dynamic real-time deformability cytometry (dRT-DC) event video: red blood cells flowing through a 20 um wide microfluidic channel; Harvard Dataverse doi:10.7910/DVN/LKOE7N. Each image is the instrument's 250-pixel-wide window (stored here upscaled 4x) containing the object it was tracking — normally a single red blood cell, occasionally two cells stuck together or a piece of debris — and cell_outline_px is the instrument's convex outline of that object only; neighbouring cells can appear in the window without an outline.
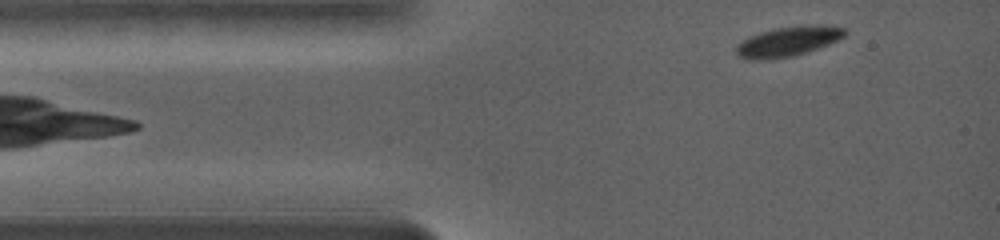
{"species": "common noctule bat (a hibernating species)", "species_latin": "Nyctalus noctula", "temperature_condition": "warm", "stored_images_in_passage": 87, "camera_frame_rate_fps": 5000, "um_per_image_px": 0.085, "animal": {"sex": "female", "body_mass_g": 19.0, "forearm_length_mm": 56.7}, "frame": {"image": 1, "passage_image": 2, "time_ms": 0.2, "image_size_px": [1000, 240], "cell_outline_px": [[844, 36], [836, 40], [816, 48], [804, 52], [788, 56], [740, 56], [736, 52], [736, 48], [744, 40], [760, 32], [776, 28], [844, 28]], "centroid_in_image_um": [66.95, 3.51], "position_along_channel_um": 18.0, "area_um2": 16.18}}
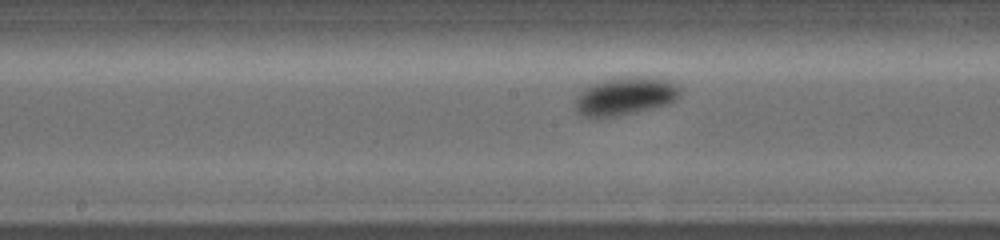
{"frame": {"image": 2, "passage_image": 43, "time_ms": 6.2, "image_size_px": [1000, 240], "cell_outline_px": [[680, 92], [672, 100], [660, 104], [624, 112], [584, 112], [576, 104], [580, 96], [592, 84], [608, 80], [628, 76], [648, 76], [668, 80], [680, 88]], "centroid_in_image_um": [53.3, 8.02], "position_along_channel_um": 194.9, "area_um2": 20.11}}
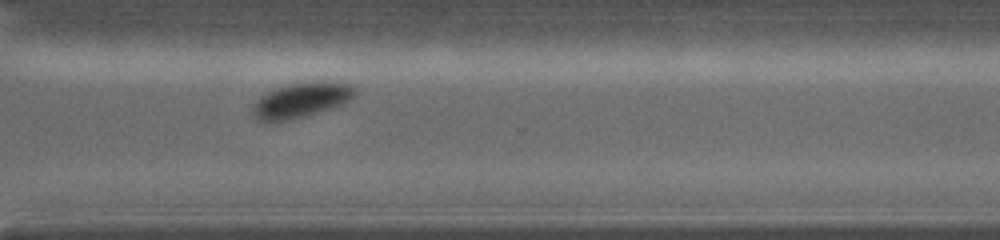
{"frame": {"image": 3, "passage_image": 73, "time_ms": 10.4, "image_size_px": [1000, 240], "cell_outline_px": [[352, 92], [344, 100], [308, 112], [292, 116], [260, 116], [256, 112], [256, 108], [260, 100], [272, 92], [280, 88], [292, 84], [320, 80], [348, 84], [352, 88]], "centroid_in_image_um": [25.72, 8.34], "position_along_channel_um": 344.9, "area_um2": 16.76}, "authors_computed_cell_mechanics": {"area_um2": 19.2474, "velocity_mm_per_s": 3.5733, "shape_relaxation_time_tau1_ms": 2.2844, "shape_relaxation_time_tau2_ms": null, "deformation_change_tau1": 0.1381, "deformation_change_tau2": null}}